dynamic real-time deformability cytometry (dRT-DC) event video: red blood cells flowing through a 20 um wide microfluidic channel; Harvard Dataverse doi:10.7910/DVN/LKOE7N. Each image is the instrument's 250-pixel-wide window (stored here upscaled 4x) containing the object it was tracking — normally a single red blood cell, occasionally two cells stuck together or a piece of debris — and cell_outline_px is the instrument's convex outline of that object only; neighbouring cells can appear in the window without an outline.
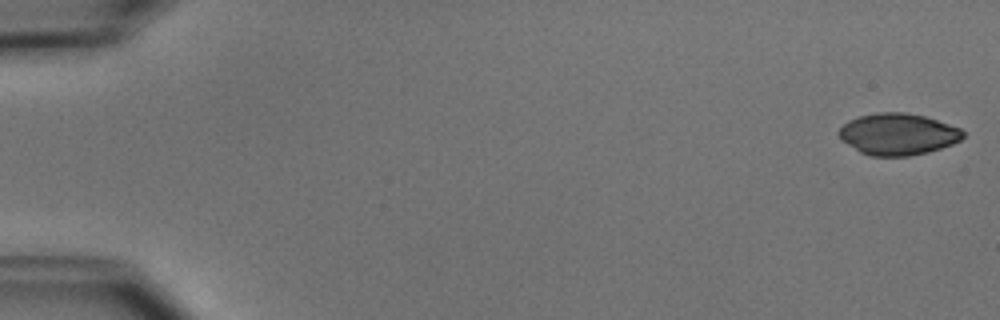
{"species": "common noctule bat (a hibernating species)", "species_latin": "Nyctalus noctula", "temperature_condition": "cold", "stored_images_in_passage": 51, "camera_frame_rate_fps": 3000, "um_per_image_px": 0.085, "animal": {"sex": "male", "body_mass_g": 15.6}, "frame": {"image": 1, "passage_image": 1, "time_ms": 0.0, "image_size_px": [1000, 320], "cell_outline_px": [[964, 136], [960, 140], [952, 144], [928, 152], [908, 156], [872, 156], [860, 152], [840, 140], [836, 132], [848, 120], [860, 116], [876, 112], [904, 112], [924, 116], [960, 128], [964, 132]], "centroid_in_image_um": [76.28, 11.4], "position_along_channel_um": 8.7, "area_um2": 30.11}}
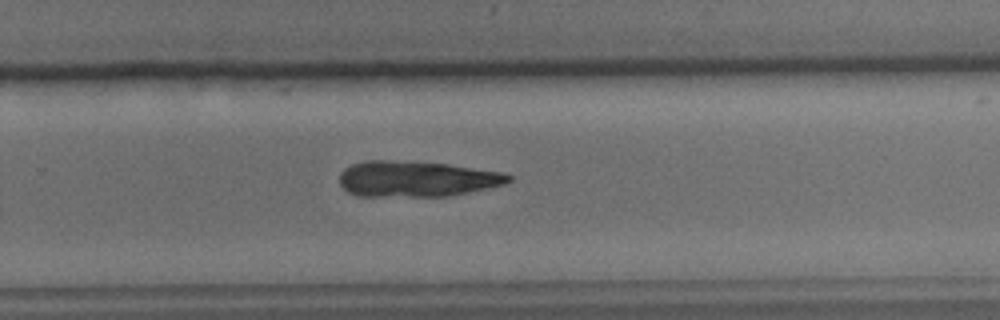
{"frame": {"image": 2, "passage_image": 34, "time_ms": 11.0, "image_size_px": [1000, 320], "cell_outline_px": [[512, 180], [504, 184], [448, 196], [356, 196], [348, 192], [340, 184], [340, 172], [344, 168], [352, 164], [364, 160], [388, 160], [448, 164], [500, 172], [512, 176]], "centroid_in_image_um": [35.35, 15.2], "position_along_channel_um": 294.5, "area_um2": 35.03}}
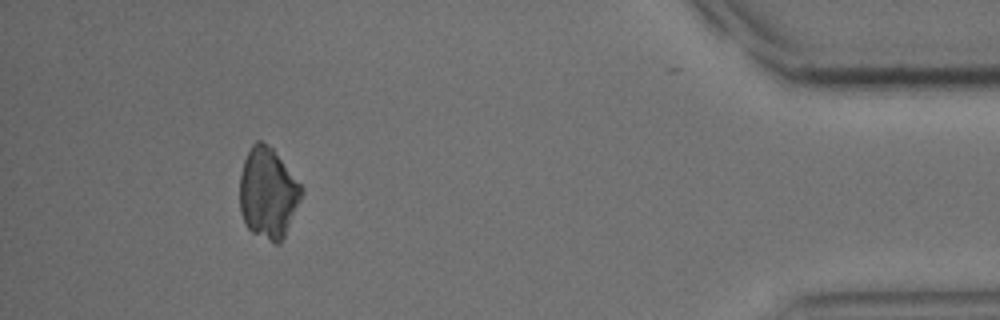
{"frame": {"image": 3, "passage_image": 47, "time_ms": 15.333, "image_size_px": [1000, 320], "cell_outline_px": [[304, 192], [284, 236], [280, 244], [272, 244], [252, 232], [244, 224], [240, 212], [240, 176], [244, 160], [252, 144], [256, 140], [264, 140], [272, 148], [304, 188]], "centroid_in_image_um": [22.77, 16.43], "position_along_channel_um": 412.4, "area_um2": 32.83}}